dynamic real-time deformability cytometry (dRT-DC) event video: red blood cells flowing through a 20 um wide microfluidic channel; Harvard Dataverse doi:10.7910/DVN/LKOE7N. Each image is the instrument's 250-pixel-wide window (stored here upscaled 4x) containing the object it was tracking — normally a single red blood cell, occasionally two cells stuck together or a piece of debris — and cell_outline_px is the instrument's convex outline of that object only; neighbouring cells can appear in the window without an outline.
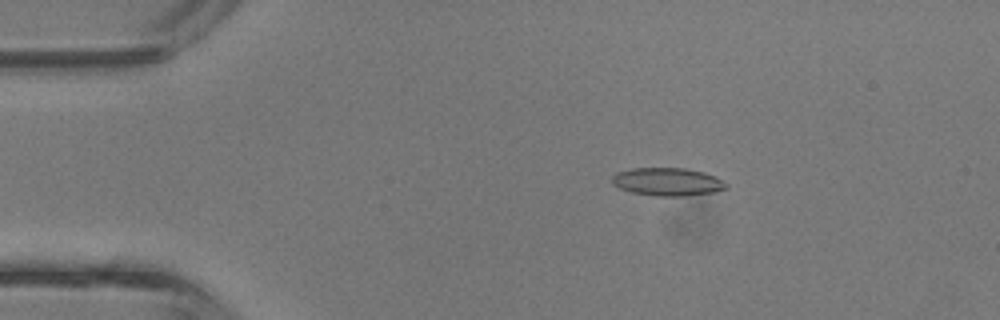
{"species": "common noctule bat (a hibernating species)", "species_latin": "Nyctalus noctula", "temperature_condition": "room temperature", "stored_images_in_passage": 5, "camera_frame_rate_fps": 3000, "um_per_image_px": 0.085, "animal": {"sex": "male", "body_mass_g": 13.3}, "frame": {"image": 1, "passage_image": 3, "time_ms": 0.667, "image_size_px": [1000, 320], "cell_outline_px": [[728, 188], [716, 192], [688, 196], [656, 196], [632, 192], [620, 188], [612, 184], [612, 176], [616, 172], [632, 168], [688, 168], [704, 172], [716, 176], [728, 184]], "centroid_in_image_um": [56.78, 15.45], "position_along_channel_um": 28.2, "area_um2": 18.9}}